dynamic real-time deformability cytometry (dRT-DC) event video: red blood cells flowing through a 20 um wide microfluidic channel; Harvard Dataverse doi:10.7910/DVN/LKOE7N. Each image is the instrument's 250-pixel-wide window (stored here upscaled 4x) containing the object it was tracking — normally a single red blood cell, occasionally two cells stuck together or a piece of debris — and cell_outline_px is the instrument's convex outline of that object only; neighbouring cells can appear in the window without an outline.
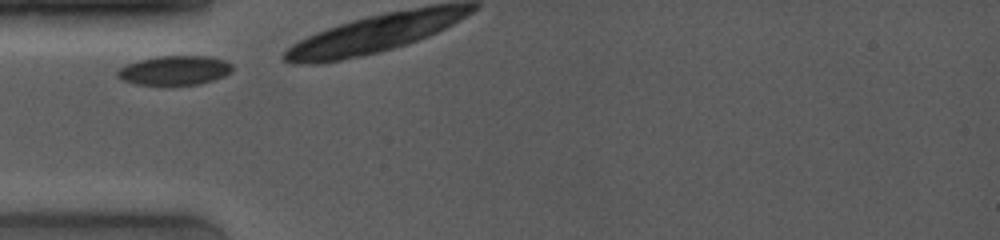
{"species": "common noctule bat (a hibernating species)", "species_latin": "Nyctalus noctula", "temperature_condition": "room temperature", "stored_images_in_passage": 2, "camera_frame_rate_fps": 4000, "um_per_image_px": 0.085, "animal": {"sex": "female", "body_mass_g": 19.0, "forearm_length_mm": 53.3}, "frame": {"image": 1, "passage_image": 1, "time_ms": 0.0, "image_size_px": [1000, 240], "cell_outline_px": [[232, 72], [224, 76], [200, 84], [164, 88], [136, 84], [124, 80], [116, 76], [116, 72], [120, 68], [128, 64], [140, 60], [156, 56], [208, 56], [224, 60], [232, 64]], "centroid_in_image_um": [14.83, 6.03], "position_along_channel_um": 70.2, "area_um2": 20.29}}